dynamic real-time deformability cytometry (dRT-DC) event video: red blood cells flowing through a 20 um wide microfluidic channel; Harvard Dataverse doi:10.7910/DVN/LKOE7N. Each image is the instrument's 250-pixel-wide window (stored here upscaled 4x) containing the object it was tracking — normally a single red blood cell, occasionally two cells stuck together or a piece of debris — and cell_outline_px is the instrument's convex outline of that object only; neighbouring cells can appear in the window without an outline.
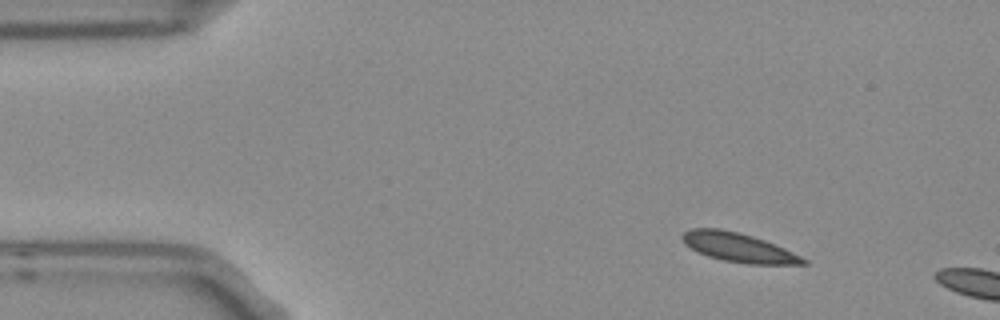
{"species": "Egyptian fruit bat (a non-hibernating species)", "species_latin": "Rousettus aegyptiacus", "temperature_condition": "room temperature", "stored_images_in_passage": 5, "camera_frame_rate_fps": 3000, "um_per_image_px": 0.085, "frame": {"image": 1, "passage_image": 2, "time_ms": 0.333, "image_size_px": [1000, 320], "cell_outline_px": [[808, 264], [748, 264], [724, 260], [708, 256], [684, 244], [680, 236], [684, 232], [692, 228], [720, 228], [752, 236], [764, 240], [784, 248], [808, 260]], "centroid_in_image_um": [62.76, 21.03], "position_along_channel_um": 22.2, "area_um2": 20.23}}